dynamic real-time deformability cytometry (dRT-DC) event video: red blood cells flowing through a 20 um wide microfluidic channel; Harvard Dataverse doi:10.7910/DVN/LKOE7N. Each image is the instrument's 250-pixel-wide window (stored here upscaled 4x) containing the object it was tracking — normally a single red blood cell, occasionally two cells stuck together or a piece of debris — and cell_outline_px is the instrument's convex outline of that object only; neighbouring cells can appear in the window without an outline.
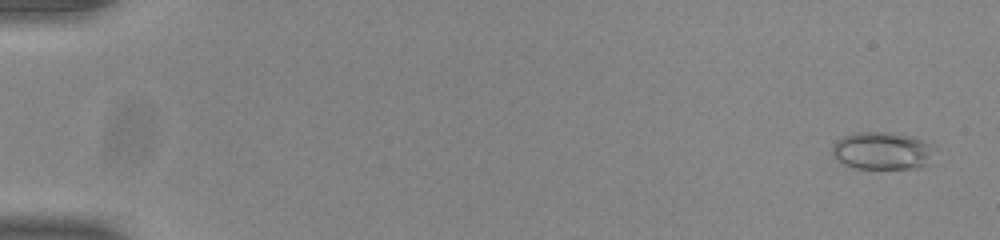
{"species": "common noctule bat (a hibernating species)", "species_latin": "Nyctalus noctula", "temperature_condition": "room temperature", "stored_images_in_passage": 54, "camera_frame_rate_fps": 3000, "um_per_image_px": 0.085, "animal": {"sex": "male", "body_mass_g": 20.0, "forearm_length_mm": 53.3}, "frame": {"image": 1, "passage_image": 3, "time_ms": 0.667, "image_size_px": [1000, 240], "cell_outline_px": [[932, 148], [928, 164], [916, 168], [856, 168], [844, 164], [832, 156], [832, 148], [836, 140], [844, 136], [856, 132], [888, 132], [912, 136], [928, 144]], "centroid_in_image_um": [74.92, 12.81], "position_along_channel_um": 10.1, "area_um2": 22.08}}
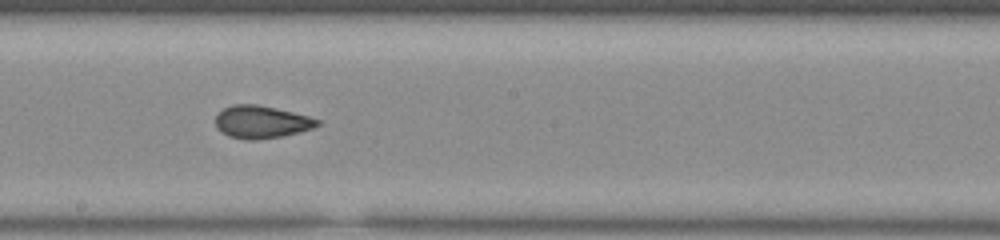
{"frame": {"image": 2, "passage_image": 32, "time_ms": 10.333, "image_size_px": [1000, 240], "cell_outline_px": [[320, 124], [312, 128], [280, 136], [256, 140], [244, 140], [228, 136], [220, 132], [216, 128], [216, 112], [232, 104], [256, 104], [292, 112], [308, 116], [320, 120]], "centroid_in_image_um": [22.15, 10.36], "position_along_channel_um": 226.1, "area_um2": 19.31}}
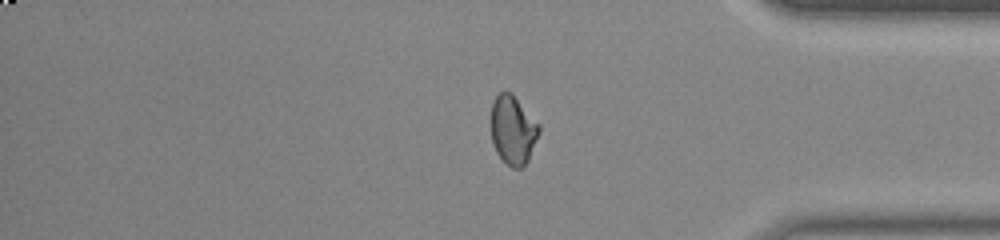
{"frame": {"image": 3, "passage_image": 46, "time_ms": 15.0, "image_size_px": [1000, 240], "cell_outline_px": [[540, 132], [528, 160], [520, 168], [512, 168], [496, 152], [492, 144], [492, 100], [500, 92], [512, 92], [540, 124]], "centroid_in_image_um": [43.62, 11.02], "position_along_channel_um": 391.6, "area_um2": 19.25}, "authors_computed_cell_mechanics": {"area_um2": 19.8254, "velocity_mm_per_s": 3.8984, "shape_relaxation_time_tau1_ms": null, "shape_relaxation_time_tau2_ms": 1.2735, "deformation_change_tau1": null, "deformation_change_tau2": 0.0579}}